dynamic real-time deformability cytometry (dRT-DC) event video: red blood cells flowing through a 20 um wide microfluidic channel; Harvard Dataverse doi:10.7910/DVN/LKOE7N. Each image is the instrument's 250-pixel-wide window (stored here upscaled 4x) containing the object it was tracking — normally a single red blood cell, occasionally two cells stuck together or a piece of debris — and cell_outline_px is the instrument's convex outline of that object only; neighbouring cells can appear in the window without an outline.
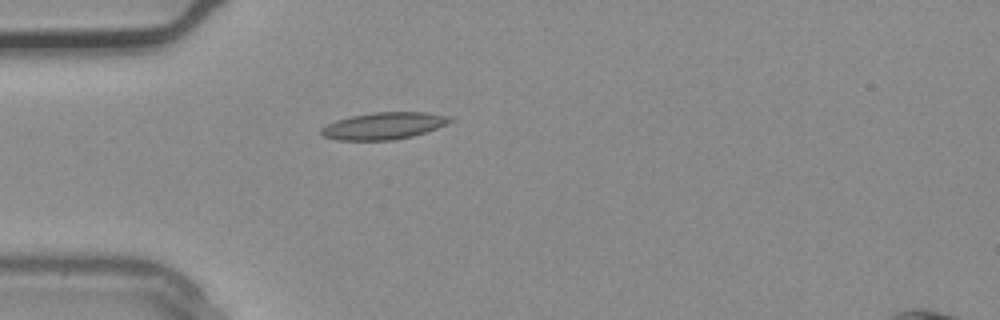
{"species": "common noctule bat (a hibernating species)", "species_latin": "Nyctalus noctula", "temperature_condition": "warm", "stored_images_in_passage": 3, "camera_frame_rate_fps": 3000, "um_per_image_px": 0.085, "animal": {"sex": "male", "body_mass_g": 20.4}, "frame": {"image": 1, "passage_image": 3, "time_ms": 0.667, "image_size_px": [1000, 320], "cell_outline_px": [[456, 120], [448, 124], [412, 136], [392, 140], [336, 140], [324, 136], [320, 132], [320, 128], [336, 120], [352, 116], [372, 112], [428, 112], [452, 116]], "centroid_in_image_um": [32.67, 10.68], "position_along_channel_um": 52.3, "area_um2": 20.35}}